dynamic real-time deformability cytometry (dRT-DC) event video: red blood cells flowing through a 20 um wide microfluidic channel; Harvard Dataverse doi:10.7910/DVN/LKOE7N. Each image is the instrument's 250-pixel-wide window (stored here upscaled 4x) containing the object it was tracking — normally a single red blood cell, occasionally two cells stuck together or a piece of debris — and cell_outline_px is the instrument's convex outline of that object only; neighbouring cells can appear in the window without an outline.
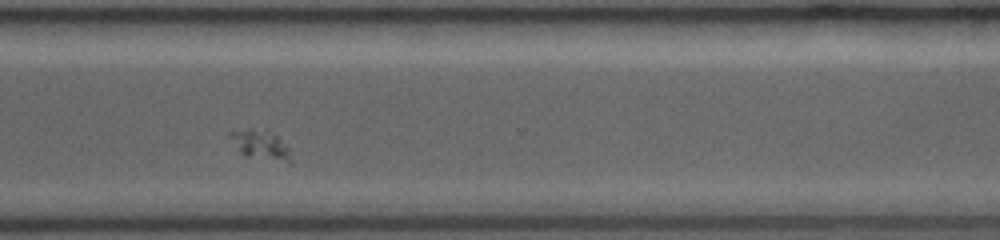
{"species": "common noctule bat (a hibernating species)", "species_latin": "Nyctalus noctula", "temperature_condition": "room temperature", "stored_images_in_passage": 38, "camera_frame_rate_fps": 3000, "um_per_image_px": 0.085, "animal": {"sex": "female", "body_mass_g": 19.0, "forearm_length_mm": 53.3}, "frame": {"image": 1, "passage_image": 27, "time_ms": 9.0, "image_size_px": [1000, 240], "cell_outline_px": [[292, 164], [288, 164], [244, 156], [240, 152], [228, 136], [228, 132], [248, 128], [252, 128], [276, 136], [288, 148], [292, 160]], "centroid_in_image_um": [22.14, 12.37], "position_along_channel_um": 348.5, "area_um2": 10.4}}